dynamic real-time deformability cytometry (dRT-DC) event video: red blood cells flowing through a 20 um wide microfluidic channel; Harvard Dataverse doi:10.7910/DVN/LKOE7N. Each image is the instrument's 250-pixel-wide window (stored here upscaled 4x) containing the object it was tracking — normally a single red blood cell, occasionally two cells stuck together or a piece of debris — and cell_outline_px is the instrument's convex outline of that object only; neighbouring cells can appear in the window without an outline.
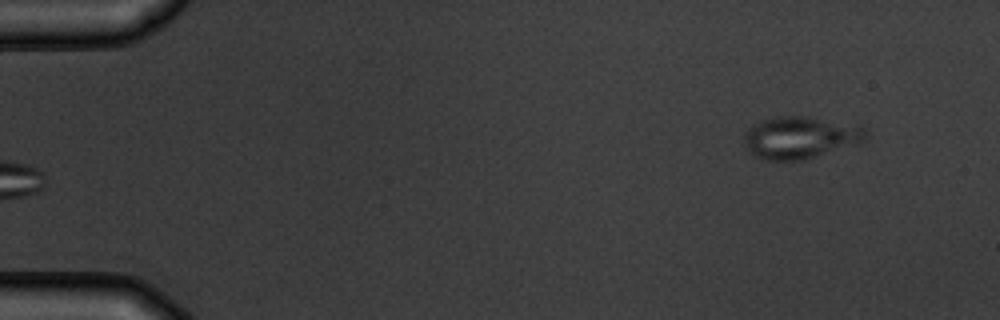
{"species": "common noctule bat (a hibernating species)", "species_latin": "Nyctalus noctula", "temperature_condition": "warm", "stored_images_in_passage": 5, "camera_frame_rate_fps": 3000, "um_per_image_px": 0.085, "animal": {"sex": "male", "body_mass_g": 19.5, "forearm_length_mm": 54.6}, "frame": {"image": 1, "passage_image": 5, "time_ms": 4.667, "image_size_px": [1000, 320], "cell_outline_px": [[868, 132], [860, 144], [800, 160], [764, 160], [756, 156], [744, 144], [744, 132], [752, 124], [776, 116], [808, 116], [864, 128]], "centroid_in_image_um": [67.98, 11.69], "position_along_channel_um": 17.0, "area_um2": 29.48}}